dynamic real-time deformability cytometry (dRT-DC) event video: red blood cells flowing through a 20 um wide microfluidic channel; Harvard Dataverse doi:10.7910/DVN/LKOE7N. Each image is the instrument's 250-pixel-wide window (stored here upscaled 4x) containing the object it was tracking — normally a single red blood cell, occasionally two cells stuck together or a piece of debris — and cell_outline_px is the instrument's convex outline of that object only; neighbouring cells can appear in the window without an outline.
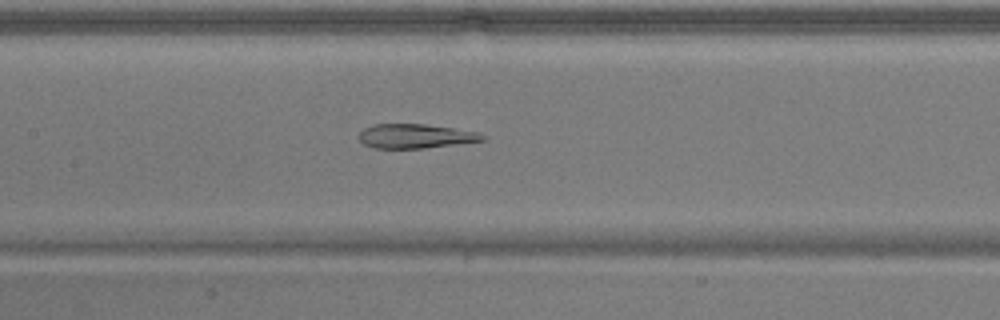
{"species": "common noctule bat (a hibernating species)", "species_latin": "Nyctalus noctula", "temperature_condition": "warm", "stored_images_in_passage": 51, "camera_frame_rate_fps": 3000, "um_per_image_px": 0.085, "animal": {"sex": "male", "body_mass_g": 17.9}, "frame": {"image": 1, "passage_image": 24, "time_ms": 7.667, "image_size_px": [1000, 320], "cell_outline_px": [[488, 136], [484, 140], [424, 148], [372, 148], [364, 144], [360, 140], [360, 132], [364, 128], [372, 124], [424, 124], [452, 128], [476, 132]], "centroid_in_image_um": [35.28, 11.57], "position_along_channel_um": 172.1, "area_um2": 17.28}}
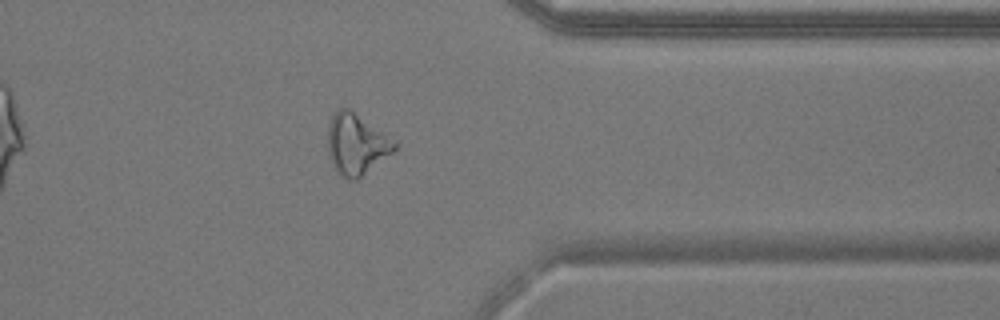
{"frame": {"image": 2, "passage_image": 41, "time_ms": 13.333, "image_size_px": [1000, 320], "cell_outline_px": [[396, 148], [392, 152], [356, 180], [348, 180], [340, 176], [336, 172], [328, 152], [328, 124], [332, 116], [340, 108], [348, 108], [396, 144]], "centroid_in_image_um": [30.21, 12.3], "position_along_channel_um": 381.2, "area_um2": 22.72}}
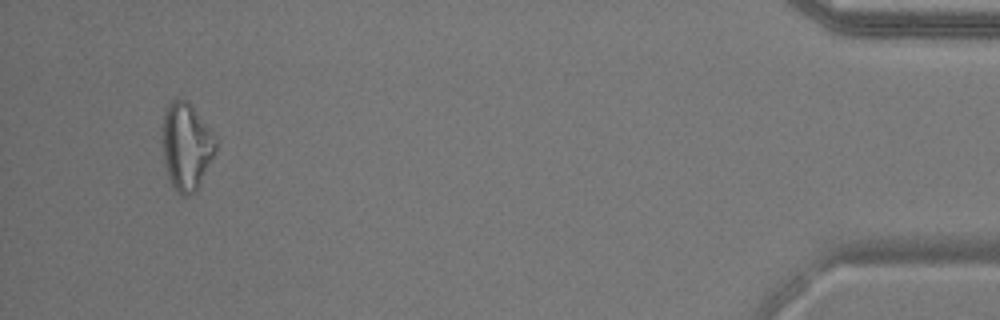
{"frame": {"image": 3, "passage_image": 49, "time_ms": 16.0, "image_size_px": [1000, 320], "cell_outline_px": [[216, 148], [196, 192], [188, 196], [184, 196], [176, 192], [172, 184], [164, 160], [164, 108], [176, 96], [188, 100], [216, 136]], "centroid_in_image_um": [15.86, 12.39], "position_along_channel_um": 419.3, "area_um2": 26.82}, "authors_computed_cell_mechanics": {"area_um2": 23.2356, "velocity_mm_per_s": 3.8355, "shape_relaxation_time_tau1_ms": null, "shape_relaxation_time_tau2_ms": 3.7655, "deformation_change_tau1": null, "deformation_change_tau2": 0.1242}}